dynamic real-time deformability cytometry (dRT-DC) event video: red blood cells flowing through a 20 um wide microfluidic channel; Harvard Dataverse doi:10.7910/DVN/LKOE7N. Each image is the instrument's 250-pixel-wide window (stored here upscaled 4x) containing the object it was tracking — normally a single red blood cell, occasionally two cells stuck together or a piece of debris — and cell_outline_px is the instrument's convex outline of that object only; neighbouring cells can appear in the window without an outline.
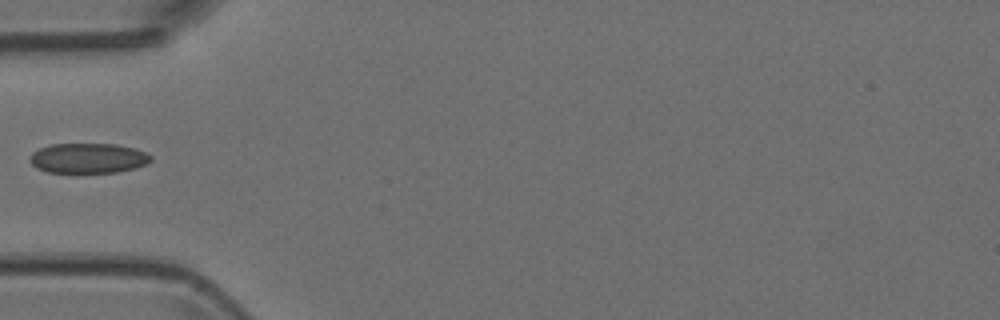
{"species": "Egyptian fruit bat (a non-hibernating species)", "species_latin": "Rousettus aegyptiacus", "temperature_condition": "room temperature", "stored_images_in_passage": 7, "camera_frame_rate_fps": 3000, "um_per_image_px": 0.085, "animal": {"sex": "female"}, "frame": {"image": 1, "passage_image": 5, "time_ms": 1.333, "image_size_px": [1000, 320], "cell_outline_px": [[152, 160], [148, 164], [136, 168], [116, 172], [76, 176], [48, 172], [36, 168], [28, 160], [32, 152], [40, 148], [52, 144], [116, 144], [136, 148], [152, 156]], "centroid_in_image_um": [7.48, 13.5], "position_along_channel_um": 77.5, "area_um2": 22.25}}
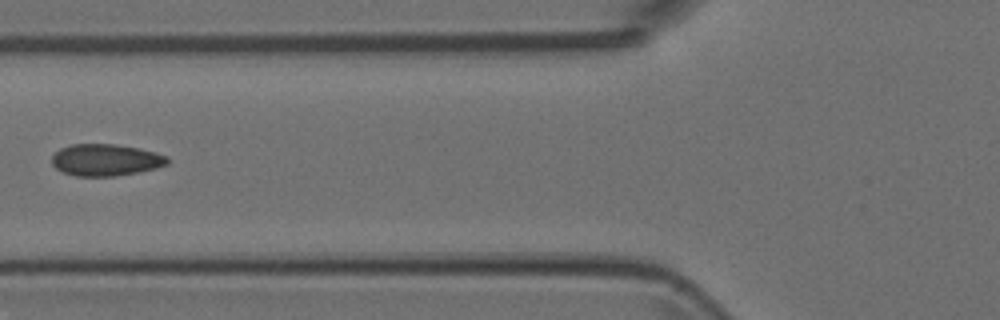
{"frame": {"image": 2, "passage_image": 6, "time_ms": 1.667, "image_size_px": [1000, 320], "cell_outline_px": [[168, 164], [156, 168], [116, 176], [76, 176], [64, 172], [56, 168], [52, 164], [52, 156], [60, 148], [72, 144], [112, 144], [140, 148], [156, 152], [168, 156]], "centroid_in_image_um": [8.99, 13.59], "position_along_channel_um": 116.8, "area_um2": 21.39}}
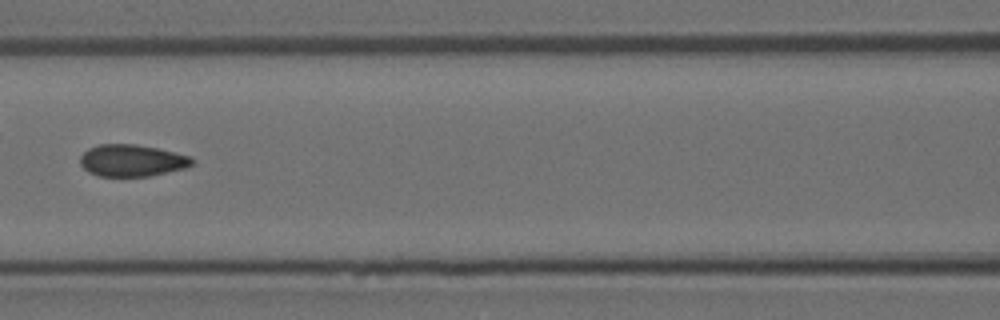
{"frame": {"image": 3, "passage_image": 7, "time_ms": 2.0, "image_size_px": [1000, 320], "cell_outline_px": [[196, 160], [192, 164], [184, 168], [148, 176], [100, 176], [88, 172], [80, 164], [80, 156], [88, 148], [100, 144], [136, 144], [156, 148], [192, 156]], "centroid_in_image_um": [11.21, 13.63], "position_along_channel_um": 155.4, "area_um2": 20.75}}